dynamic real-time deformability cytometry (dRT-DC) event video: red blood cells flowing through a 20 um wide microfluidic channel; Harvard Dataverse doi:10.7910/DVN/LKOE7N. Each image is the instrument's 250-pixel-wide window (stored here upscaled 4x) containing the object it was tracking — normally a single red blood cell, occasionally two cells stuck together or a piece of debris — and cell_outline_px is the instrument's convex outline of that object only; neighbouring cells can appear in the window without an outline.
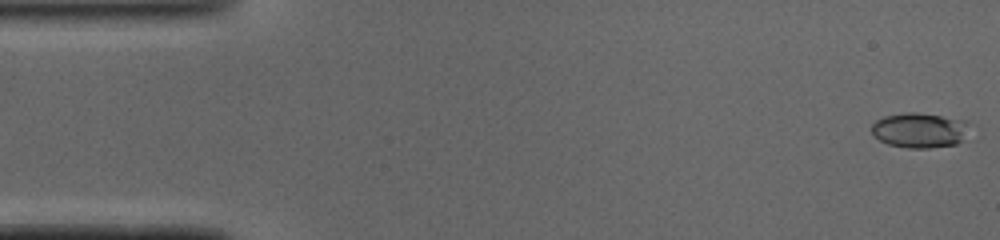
{"species": "common noctule bat (a hibernating species)", "species_latin": "Nyctalus noctula", "temperature_condition": "cold", "stored_images_in_passage": 48, "camera_frame_rate_fps": 3000, "um_per_image_px": 0.085, "animal": {"sex": "male", "body_mass_g": 19.0, "forearm_length_mm": 50.8}, "frame": {"image": 1, "passage_image": 1, "time_ms": 0.0, "image_size_px": [1000, 240], "cell_outline_px": [[972, 124], [968, 136], [964, 140], [956, 144], [928, 148], [908, 148], [888, 144], [872, 136], [872, 124], [876, 120], [884, 116], [904, 112], [916, 112], [968, 120]], "centroid_in_image_um": [78.24, 11.06], "position_along_channel_um": 6.8, "area_um2": 20.52}}
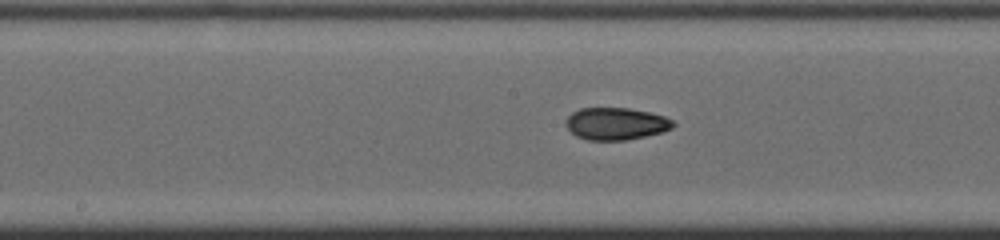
{"frame": {"image": 2, "passage_image": 24, "time_ms": 7.667, "image_size_px": [1000, 240], "cell_outline_px": [[676, 124], [672, 128], [664, 132], [624, 140], [588, 140], [576, 136], [564, 124], [568, 116], [572, 112], [580, 108], [628, 108], [648, 112], [664, 116], [672, 120]], "centroid_in_image_um": [52.35, 10.51], "position_along_channel_um": 195.8, "area_um2": 20.11}}
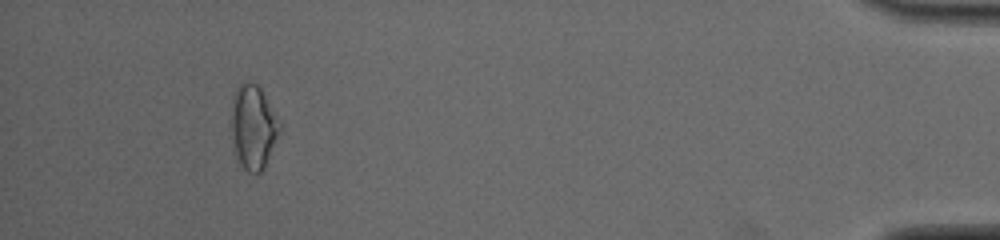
{"frame": {"image": 3, "passage_image": 45, "time_ms": 14.667, "image_size_px": [1000, 240], "cell_outline_px": [[280, 128], [264, 168], [260, 172], [248, 172], [240, 164], [236, 156], [232, 140], [232, 96], [236, 88], [244, 80], [248, 80], [256, 84], [260, 88], [280, 124]], "centroid_in_image_um": [21.48, 10.77], "position_along_channel_um": 413.7, "area_um2": 23.18}, "authors_computed_cell_mechanics": {"area_um2": 20.1722, "velocity_mm_per_s": 4.1239, "shape_relaxation_time_tau1_ms": 7.5462, "shape_relaxation_time_tau2_ms": 2.0043, "deformation_change_tau1": 0.204, "deformation_change_tau2": 0.0705}}